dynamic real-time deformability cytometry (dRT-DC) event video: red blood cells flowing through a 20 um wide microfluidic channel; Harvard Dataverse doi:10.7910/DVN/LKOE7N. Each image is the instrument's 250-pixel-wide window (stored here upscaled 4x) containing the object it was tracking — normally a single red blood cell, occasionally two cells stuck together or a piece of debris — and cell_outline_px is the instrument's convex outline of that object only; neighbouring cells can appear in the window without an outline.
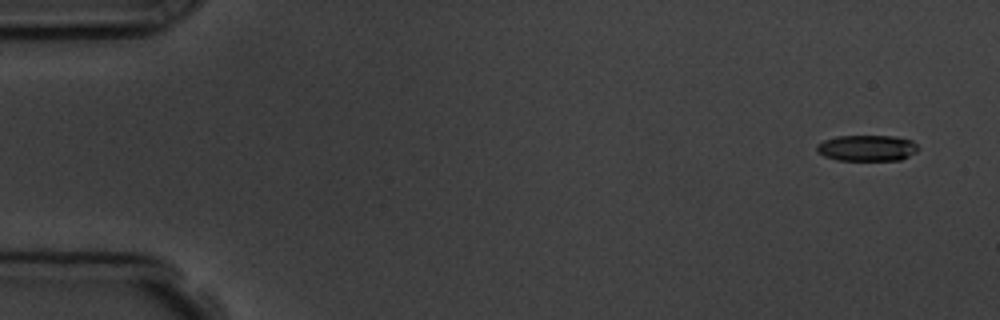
{"species": "common noctule bat (a hibernating species)", "species_latin": "Nyctalus noctula", "temperature_condition": "room temperature", "stored_images_in_passage": 5, "camera_frame_rate_fps": 3000, "um_per_image_px": 0.085, "animal": {"sex": "male", "body_mass_g": 19.5, "forearm_length_mm": 54.6}, "frame": {"image": 1, "passage_image": 1, "time_ms": 0.0, "image_size_px": [1000, 320], "cell_outline_px": [[920, 148], [916, 152], [900, 160], [836, 160], [824, 156], [816, 152], [816, 144], [824, 140], [836, 136], [896, 136], [912, 140]], "centroid_in_image_um": [73.68, 12.58], "position_along_channel_um": 11.3, "area_um2": 15.55}}
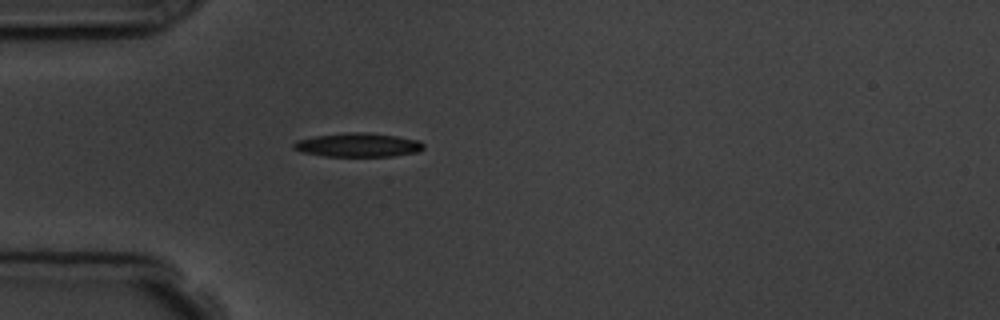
{"frame": {"image": 2, "passage_image": 5, "time_ms": 4.333, "image_size_px": [1000, 320], "cell_outline_px": [[424, 148], [420, 152], [392, 156], [324, 156], [304, 152], [292, 148], [292, 144], [296, 140], [316, 136], [344, 132], [368, 132], [396, 136], [420, 140], [424, 144]], "centroid_in_image_um": [30.46, 12.31], "position_along_channel_um": 54.5, "area_um2": 18.21}}